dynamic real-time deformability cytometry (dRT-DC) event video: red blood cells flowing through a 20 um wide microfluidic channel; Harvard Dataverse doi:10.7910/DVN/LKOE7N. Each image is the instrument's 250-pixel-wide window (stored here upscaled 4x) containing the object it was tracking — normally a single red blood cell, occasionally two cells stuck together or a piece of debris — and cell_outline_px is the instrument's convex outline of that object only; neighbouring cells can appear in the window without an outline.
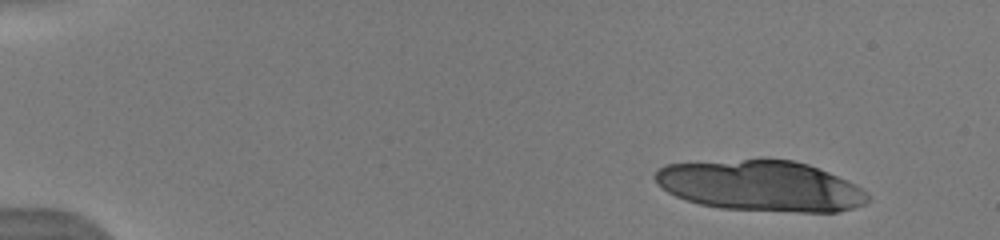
{"species": "human", "species_latin": "Homo sapiens", "temperature_condition": "warm", "stored_images_in_passage": 17, "camera_frame_rate_fps": 3000, "um_per_image_px": 0.085, "donor": {"sex": "male"}, "frame": {"image": 1, "passage_image": 4, "time_ms": 1.0, "image_size_px": [1000, 240], "cell_outline_px": [[868, 200], [864, 204], [852, 208], [836, 212], [800, 212], [720, 208], [700, 204], [676, 196], [660, 188], [656, 184], [652, 176], [664, 164], [744, 160], [792, 160], [808, 164], [828, 172], [860, 188], [868, 196]], "centroid_in_image_um": [64.6, 15.81], "position_along_channel_um": 20.4, "area_um2": 62.14}}